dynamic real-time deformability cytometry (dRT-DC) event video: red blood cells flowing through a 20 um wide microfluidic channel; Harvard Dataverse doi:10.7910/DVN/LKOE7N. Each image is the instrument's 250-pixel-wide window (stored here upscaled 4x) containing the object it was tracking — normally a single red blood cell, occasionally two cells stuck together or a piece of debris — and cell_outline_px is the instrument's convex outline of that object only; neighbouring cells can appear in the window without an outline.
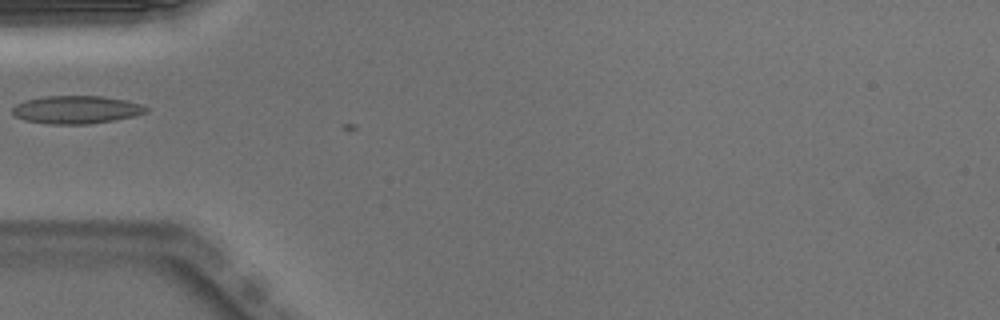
{"species": "Egyptian fruit bat (a non-hibernating species)", "species_latin": "Rousettus aegyptiacus", "temperature_condition": "warm", "stored_images_in_passage": 2, "camera_frame_rate_fps": 3000, "um_per_image_px": 0.085, "animal": {"sex": "male"}, "frame": {"image": 1, "passage_image": 1, "time_ms": 0.0, "image_size_px": [1000, 320], "cell_outline_px": [[148, 112], [136, 116], [116, 120], [88, 124], [48, 124], [24, 120], [16, 116], [12, 112], [12, 108], [16, 104], [24, 100], [44, 96], [104, 96], [124, 100], [140, 104], [148, 108]], "centroid_in_image_um": [6.49, 9.32], "position_along_channel_um": 78.5, "area_um2": 21.91}}